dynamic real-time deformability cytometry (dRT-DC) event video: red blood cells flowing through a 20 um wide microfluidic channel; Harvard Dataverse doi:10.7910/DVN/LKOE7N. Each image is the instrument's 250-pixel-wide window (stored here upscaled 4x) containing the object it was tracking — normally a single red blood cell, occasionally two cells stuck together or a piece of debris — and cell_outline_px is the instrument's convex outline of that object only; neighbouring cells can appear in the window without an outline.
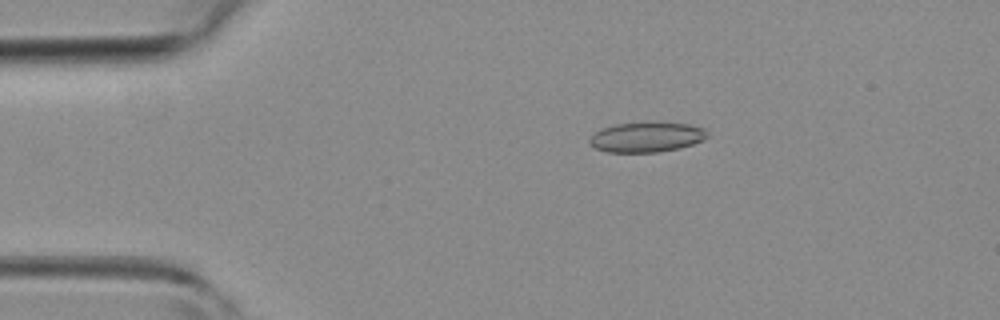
{"species": "common noctule bat (a hibernating species)", "species_latin": "Nyctalus noctula", "temperature_condition": "room temperature", "stored_images_in_passage": 2, "camera_frame_rate_fps": 3000, "um_per_image_px": 0.085, "animal": {"sex": "female", "body_mass_g": 19.3, "forearm_length_mm": 54.1}, "frame": {"image": 1, "passage_image": 1, "time_ms": 0.0, "image_size_px": [1000, 320], "cell_outline_px": [[708, 136], [704, 140], [680, 148], [656, 152], [608, 152], [596, 148], [588, 140], [600, 128], [616, 124], [688, 124], [704, 128], [708, 132]], "centroid_in_image_um": [54.97, 11.68], "position_along_channel_um": 30.0, "area_um2": 20.0}}